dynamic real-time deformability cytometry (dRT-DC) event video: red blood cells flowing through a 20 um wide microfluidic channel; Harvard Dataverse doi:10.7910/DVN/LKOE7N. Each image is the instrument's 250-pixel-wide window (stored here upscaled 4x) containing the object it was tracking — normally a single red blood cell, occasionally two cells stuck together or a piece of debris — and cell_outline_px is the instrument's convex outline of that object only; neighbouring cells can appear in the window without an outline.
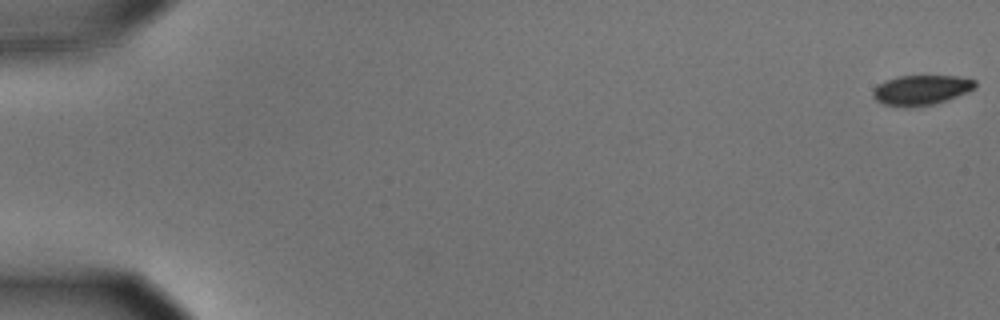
{"species": "common noctule bat (a hibernating species)", "species_latin": "Nyctalus noctula", "temperature_condition": "cold", "stored_images_in_passage": 57, "camera_frame_rate_fps": 3000, "um_per_image_px": 0.085, "animal": {"sex": "male", "body_mass_g": 15.6}, "frame": {"image": 1, "passage_image": 1, "time_ms": 0.0, "image_size_px": [1000, 320], "cell_outline_px": [[976, 88], [968, 92], [932, 104], [904, 108], [884, 104], [876, 100], [872, 96], [872, 88], [884, 80], [896, 76], [956, 76], [976, 80]], "centroid_in_image_um": [78.25, 7.64], "position_along_channel_um": 6.8, "area_um2": 17.92}}
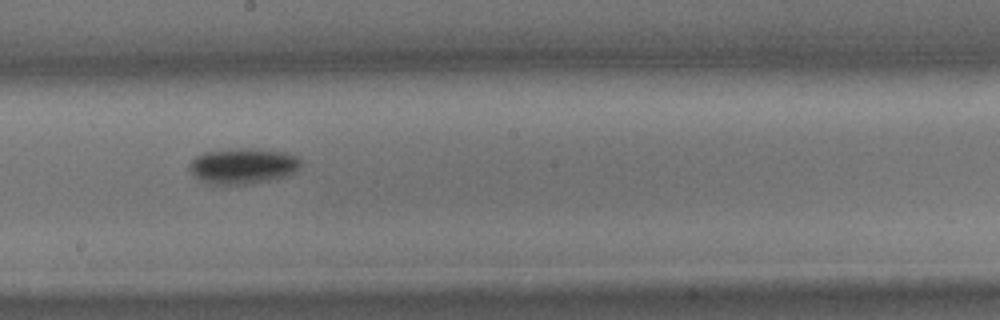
{"frame": {"image": 2, "passage_image": 33, "time_ms": 10.667, "image_size_px": [1000, 320], "cell_outline_px": [[300, 168], [284, 176], [248, 184], [208, 184], [192, 176], [188, 168], [188, 164], [196, 156], [204, 152], [244, 148], [252, 148], [292, 152], [300, 160]], "centroid_in_image_um": [20.62, 14.09], "position_along_channel_um": 227.6, "area_um2": 23.24}}
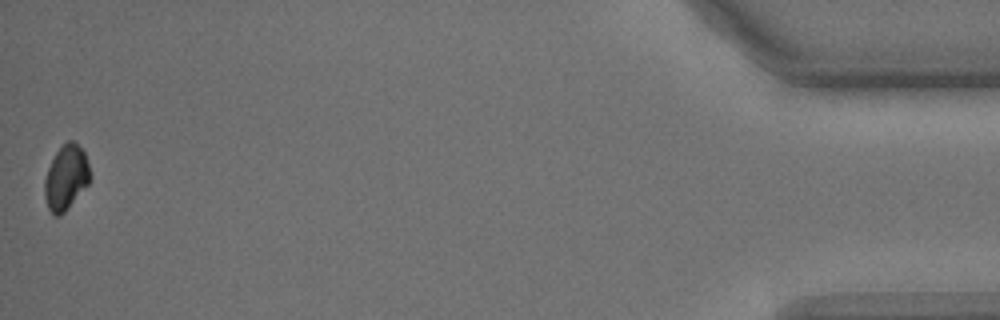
{"frame": {"image": 3, "passage_image": 57, "time_ms": 18.667, "image_size_px": [1000, 320], "cell_outline_px": [[92, 176], [88, 184], [64, 212], [60, 216], [56, 216], [48, 208], [44, 196], [44, 180], [48, 168], [56, 152], [68, 140], [72, 140], [84, 152]], "centroid_in_image_um": [5.61, 15.1], "position_along_channel_um": 429.6, "area_um2": 16.94}, "authors_computed_cell_mechanics": {"area_um2": 20.1144, "velocity_mm_per_s": 3.5871, "shape_relaxation_time_tau1_ms": 3.2978, "shape_relaxation_time_tau2_ms": null, "deformation_change_tau1": 0.0748, "deformation_change_tau2": null}}